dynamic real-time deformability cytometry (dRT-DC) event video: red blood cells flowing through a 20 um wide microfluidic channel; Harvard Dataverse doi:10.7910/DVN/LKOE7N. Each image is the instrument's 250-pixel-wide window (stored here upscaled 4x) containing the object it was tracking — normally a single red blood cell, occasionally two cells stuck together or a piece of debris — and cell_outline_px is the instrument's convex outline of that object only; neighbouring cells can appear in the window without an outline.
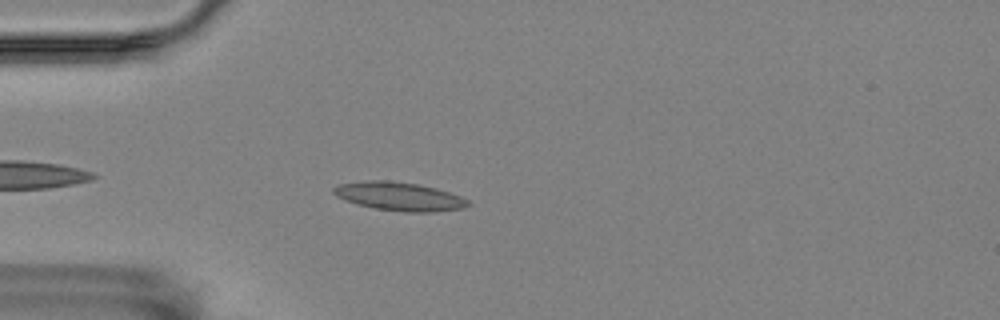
{"species": "Egyptian fruit bat (a non-hibernating species)", "species_latin": "Rousettus aegyptiacus", "temperature_condition": "room temperature", "stored_images_in_passage": 45, "camera_frame_rate_fps": 3000, "um_per_image_px": 0.085, "animal": {"sex": "female"}, "frame": {"image": 1, "passage_image": 4, "time_ms": 1.0, "image_size_px": [1000, 320], "cell_outline_px": [[472, 204], [464, 208], [432, 212], [404, 212], [376, 208], [356, 204], [336, 196], [332, 192], [332, 188], [340, 184], [368, 180], [388, 180], [416, 184], [436, 188], [460, 196], [468, 200]], "centroid_in_image_um": [33.94, 16.7], "position_along_channel_um": 51.1, "area_um2": 22.25}}
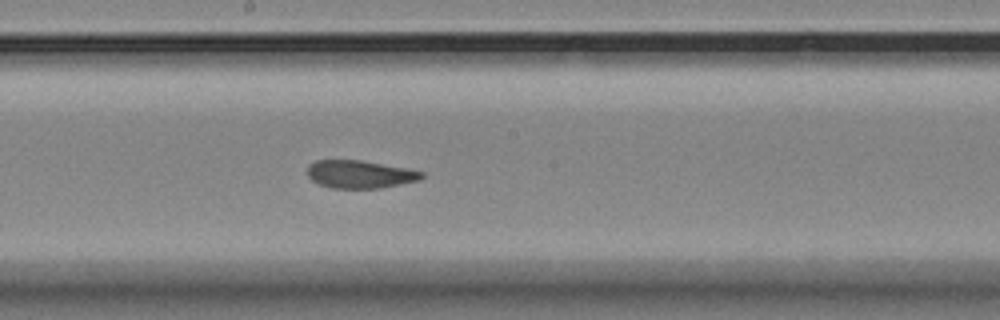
{"frame": {"image": 2, "passage_image": 19, "time_ms": 6.0, "image_size_px": [1000, 320], "cell_outline_px": [[424, 176], [420, 180], [380, 188], [332, 188], [320, 184], [312, 180], [308, 176], [308, 164], [316, 160], [360, 160], [404, 168], [424, 172]], "centroid_in_image_um": [30.57, 14.81], "position_along_channel_um": 217.6, "area_um2": 18.38}}
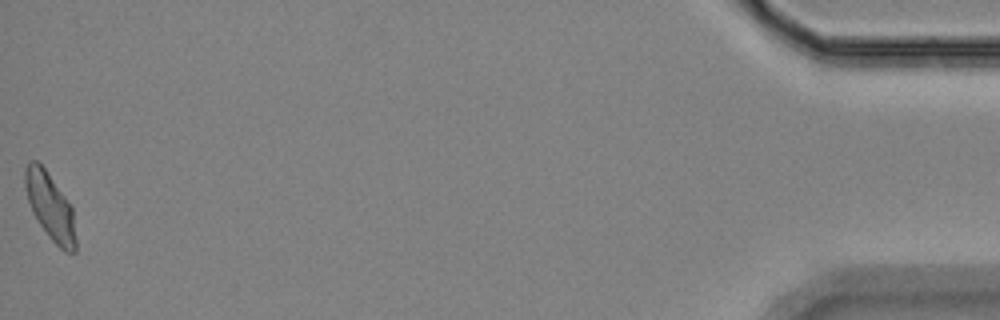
{"frame": {"image": 3, "passage_image": 45, "time_ms": 14.667, "image_size_px": [1000, 320], "cell_outline_px": [[76, 252], [64, 252], [48, 236], [32, 212], [28, 200], [24, 184], [24, 168], [28, 160], [36, 160], [44, 168], [64, 196], [72, 208], [76, 240]], "centroid_in_image_um": [4.24, 17.55], "position_along_channel_um": 431.0, "area_um2": 19.54}, "authors_computed_cell_mechanics": {"area_um2": 19.4786, "velocity_mm_per_s": 3.5327, "shape_relaxation_time_tau1_ms": 9.9529, "shape_relaxation_time_tau2_ms": 1.413, "deformation_change_tau1": 0.22, "deformation_change_tau2": 0.0708}}